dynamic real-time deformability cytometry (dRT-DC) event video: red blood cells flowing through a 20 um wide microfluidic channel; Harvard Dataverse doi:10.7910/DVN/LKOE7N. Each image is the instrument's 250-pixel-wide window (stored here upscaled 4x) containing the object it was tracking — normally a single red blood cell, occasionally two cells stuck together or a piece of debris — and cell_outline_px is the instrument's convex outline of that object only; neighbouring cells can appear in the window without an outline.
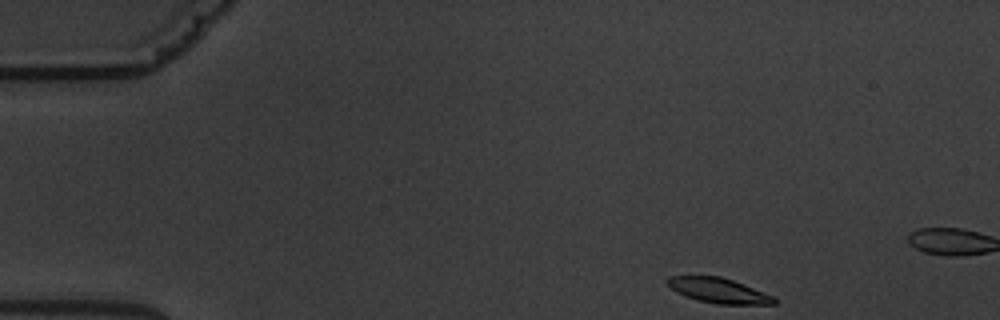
{"species": "common noctule bat (a hibernating species)", "species_latin": "Nyctalus noctula", "temperature_condition": "warm", "stored_images_in_passage": 3, "camera_frame_rate_fps": 3000, "um_per_image_px": 0.085, "animal": {"sex": "male", "body_mass_g": 19.5, "forearm_length_mm": 54.6}, "frame": {"image": 1, "passage_image": 1, "time_ms": 0.0, "image_size_px": [1000, 320], "cell_outline_px": [[776, 304], [716, 304], [696, 300], [684, 296], [676, 292], [664, 280], [668, 276], [720, 276], [744, 284], [764, 292], [772, 296], [776, 300]], "centroid_in_image_um": [61.04, 24.69], "position_along_channel_um": 24.0, "area_um2": 15.55}}